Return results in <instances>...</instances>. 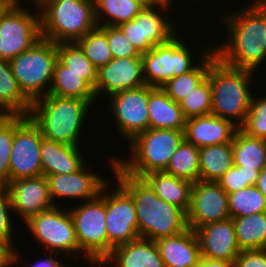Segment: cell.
Returning a JSON list of instances; mask_svg holds the SVG:
<instances>
[{
	"instance_id": "cell-1",
	"label": "cell",
	"mask_w": 266,
	"mask_h": 267,
	"mask_svg": "<svg viewBox=\"0 0 266 267\" xmlns=\"http://www.w3.org/2000/svg\"><path fill=\"white\" fill-rule=\"evenodd\" d=\"M250 3L220 17V21L225 22L228 39L225 37L224 42L221 40L222 43L218 42L213 48L225 64L257 71V67L266 62V0Z\"/></svg>"
},
{
	"instance_id": "cell-2",
	"label": "cell",
	"mask_w": 266,
	"mask_h": 267,
	"mask_svg": "<svg viewBox=\"0 0 266 267\" xmlns=\"http://www.w3.org/2000/svg\"><path fill=\"white\" fill-rule=\"evenodd\" d=\"M110 159V169L115 181H118L134 199L141 238L156 241L179 234L188 228L186 213L181 208L159 198L143 178L125 173L116 164V157Z\"/></svg>"
},
{
	"instance_id": "cell-3",
	"label": "cell",
	"mask_w": 266,
	"mask_h": 267,
	"mask_svg": "<svg viewBox=\"0 0 266 267\" xmlns=\"http://www.w3.org/2000/svg\"><path fill=\"white\" fill-rule=\"evenodd\" d=\"M256 71L236 68L225 64L217 57L214 48L210 51L208 77L212 89L211 113L232 121L239 128L244 124L253 98L251 81Z\"/></svg>"
},
{
	"instance_id": "cell-4",
	"label": "cell",
	"mask_w": 266,
	"mask_h": 267,
	"mask_svg": "<svg viewBox=\"0 0 266 267\" xmlns=\"http://www.w3.org/2000/svg\"><path fill=\"white\" fill-rule=\"evenodd\" d=\"M94 103L96 100L48 94L32 102L29 117L44 138L68 146H81L83 123Z\"/></svg>"
},
{
	"instance_id": "cell-5",
	"label": "cell",
	"mask_w": 266,
	"mask_h": 267,
	"mask_svg": "<svg viewBox=\"0 0 266 267\" xmlns=\"http://www.w3.org/2000/svg\"><path fill=\"white\" fill-rule=\"evenodd\" d=\"M41 37L54 43H74L96 28L94 0H35Z\"/></svg>"
},
{
	"instance_id": "cell-6",
	"label": "cell",
	"mask_w": 266,
	"mask_h": 267,
	"mask_svg": "<svg viewBox=\"0 0 266 267\" xmlns=\"http://www.w3.org/2000/svg\"><path fill=\"white\" fill-rule=\"evenodd\" d=\"M184 131L148 129L129 143L130 158L117 157L116 164L127 174L143 178L152 172L165 171L171 156L184 140Z\"/></svg>"
},
{
	"instance_id": "cell-7",
	"label": "cell",
	"mask_w": 266,
	"mask_h": 267,
	"mask_svg": "<svg viewBox=\"0 0 266 267\" xmlns=\"http://www.w3.org/2000/svg\"><path fill=\"white\" fill-rule=\"evenodd\" d=\"M57 60L58 44L41 38L10 61L21 91L31 102L49 94Z\"/></svg>"
},
{
	"instance_id": "cell-8",
	"label": "cell",
	"mask_w": 266,
	"mask_h": 267,
	"mask_svg": "<svg viewBox=\"0 0 266 267\" xmlns=\"http://www.w3.org/2000/svg\"><path fill=\"white\" fill-rule=\"evenodd\" d=\"M36 6L37 13L10 0L0 11V59L11 61L31 49L41 37L40 12L35 0H26Z\"/></svg>"
},
{
	"instance_id": "cell-9",
	"label": "cell",
	"mask_w": 266,
	"mask_h": 267,
	"mask_svg": "<svg viewBox=\"0 0 266 267\" xmlns=\"http://www.w3.org/2000/svg\"><path fill=\"white\" fill-rule=\"evenodd\" d=\"M76 206L69 211L75 226L79 254L83 253L85 260H104L108 256L106 184L96 199Z\"/></svg>"
},
{
	"instance_id": "cell-10",
	"label": "cell",
	"mask_w": 266,
	"mask_h": 267,
	"mask_svg": "<svg viewBox=\"0 0 266 267\" xmlns=\"http://www.w3.org/2000/svg\"><path fill=\"white\" fill-rule=\"evenodd\" d=\"M25 226L34 241L39 242L47 253H62L64 256L67 254L65 257L72 258L76 257L75 254L78 252L79 256L75 226L69 209L63 210L59 206H53L30 217Z\"/></svg>"
},
{
	"instance_id": "cell-11",
	"label": "cell",
	"mask_w": 266,
	"mask_h": 267,
	"mask_svg": "<svg viewBox=\"0 0 266 267\" xmlns=\"http://www.w3.org/2000/svg\"><path fill=\"white\" fill-rule=\"evenodd\" d=\"M179 35L141 54L145 84L162 88L171 78L192 70L193 52ZM194 63V64H193Z\"/></svg>"
},
{
	"instance_id": "cell-12",
	"label": "cell",
	"mask_w": 266,
	"mask_h": 267,
	"mask_svg": "<svg viewBox=\"0 0 266 267\" xmlns=\"http://www.w3.org/2000/svg\"><path fill=\"white\" fill-rule=\"evenodd\" d=\"M172 7V4L164 2L153 8H143L133 20L122 23L118 27L138 52L143 54L178 34L175 20H169L164 13L167 12L168 15V10Z\"/></svg>"
},
{
	"instance_id": "cell-13",
	"label": "cell",
	"mask_w": 266,
	"mask_h": 267,
	"mask_svg": "<svg viewBox=\"0 0 266 267\" xmlns=\"http://www.w3.org/2000/svg\"><path fill=\"white\" fill-rule=\"evenodd\" d=\"M109 181L106 183L108 255L113 248L141 238L138 232L134 199L118 181L115 182L117 184L113 186L114 188ZM110 187L112 189H108Z\"/></svg>"
},
{
	"instance_id": "cell-14",
	"label": "cell",
	"mask_w": 266,
	"mask_h": 267,
	"mask_svg": "<svg viewBox=\"0 0 266 267\" xmlns=\"http://www.w3.org/2000/svg\"><path fill=\"white\" fill-rule=\"evenodd\" d=\"M42 139L40 128L29 116L15 115L10 181L43 175L40 156Z\"/></svg>"
},
{
	"instance_id": "cell-15",
	"label": "cell",
	"mask_w": 266,
	"mask_h": 267,
	"mask_svg": "<svg viewBox=\"0 0 266 267\" xmlns=\"http://www.w3.org/2000/svg\"><path fill=\"white\" fill-rule=\"evenodd\" d=\"M119 135L130 142L149 129L148 85L117 92L107 98ZM121 133V134H120Z\"/></svg>"
},
{
	"instance_id": "cell-16",
	"label": "cell",
	"mask_w": 266,
	"mask_h": 267,
	"mask_svg": "<svg viewBox=\"0 0 266 267\" xmlns=\"http://www.w3.org/2000/svg\"><path fill=\"white\" fill-rule=\"evenodd\" d=\"M230 218L228 194L214 181L193 183L191 200L186 212L187 225L196 230L205 224Z\"/></svg>"
},
{
	"instance_id": "cell-17",
	"label": "cell",
	"mask_w": 266,
	"mask_h": 267,
	"mask_svg": "<svg viewBox=\"0 0 266 267\" xmlns=\"http://www.w3.org/2000/svg\"><path fill=\"white\" fill-rule=\"evenodd\" d=\"M87 164L88 161L78 171L71 174L46 176L50 197L55 206H57L56 201L59 199H72L74 201L77 200L76 202H79L78 200L85 202L94 200L100 195L102 188L108 181L106 177H101L100 174L89 171L93 168L87 169L89 166Z\"/></svg>"
},
{
	"instance_id": "cell-18",
	"label": "cell",
	"mask_w": 266,
	"mask_h": 267,
	"mask_svg": "<svg viewBox=\"0 0 266 267\" xmlns=\"http://www.w3.org/2000/svg\"><path fill=\"white\" fill-rule=\"evenodd\" d=\"M146 85L142 57L112 58L97 72L95 94L105 98L128 89Z\"/></svg>"
},
{
	"instance_id": "cell-19",
	"label": "cell",
	"mask_w": 266,
	"mask_h": 267,
	"mask_svg": "<svg viewBox=\"0 0 266 267\" xmlns=\"http://www.w3.org/2000/svg\"><path fill=\"white\" fill-rule=\"evenodd\" d=\"M12 202V209L25 223L30 217L52 208L54 205L47 177L44 175L20 178L6 185Z\"/></svg>"
},
{
	"instance_id": "cell-20",
	"label": "cell",
	"mask_w": 266,
	"mask_h": 267,
	"mask_svg": "<svg viewBox=\"0 0 266 267\" xmlns=\"http://www.w3.org/2000/svg\"><path fill=\"white\" fill-rule=\"evenodd\" d=\"M195 233L204 258L223 260L232 266L241 252L232 218L205 224Z\"/></svg>"
},
{
	"instance_id": "cell-21",
	"label": "cell",
	"mask_w": 266,
	"mask_h": 267,
	"mask_svg": "<svg viewBox=\"0 0 266 267\" xmlns=\"http://www.w3.org/2000/svg\"><path fill=\"white\" fill-rule=\"evenodd\" d=\"M239 129L232 121L209 114L185 121L184 138L198 148L232 143Z\"/></svg>"
},
{
	"instance_id": "cell-22",
	"label": "cell",
	"mask_w": 266,
	"mask_h": 267,
	"mask_svg": "<svg viewBox=\"0 0 266 267\" xmlns=\"http://www.w3.org/2000/svg\"><path fill=\"white\" fill-rule=\"evenodd\" d=\"M165 267H195L201 259L199 241L194 230L159 238L155 241Z\"/></svg>"
},
{
	"instance_id": "cell-23",
	"label": "cell",
	"mask_w": 266,
	"mask_h": 267,
	"mask_svg": "<svg viewBox=\"0 0 266 267\" xmlns=\"http://www.w3.org/2000/svg\"><path fill=\"white\" fill-rule=\"evenodd\" d=\"M80 146H68L43 137L40 147L41 165L44 176L71 174L78 171L87 161Z\"/></svg>"
},
{
	"instance_id": "cell-24",
	"label": "cell",
	"mask_w": 266,
	"mask_h": 267,
	"mask_svg": "<svg viewBox=\"0 0 266 267\" xmlns=\"http://www.w3.org/2000/svg\"><path fill=\"white\" fill-rule=\"evenodd\" d=\"M104 260L109 267H165L156 242L143 238L113 248Z\"/></svg>"
},
{
	"instance_id": "cell-25",
	"label": "cell",
	"mask_w": 266,
	"mask_h": 267,
	"mask_svg": "<svg viewBox=\"0 0 266 267\" xmlns=\"http://www.w3.org/2000/svg\"><path fill=\"white\" fill-rule=\"evenodd\" d=\"M148 113L150 129H185L186 118L179 103L173 101L162 88L148 85Z\"/></svg>"
},
{
	"instance_id": "cell-26",
	"label": "cell",
	"mask_w": 266,
	"mask_h": 267,
	"mask_svg": "<svg viewBox=\"0 0 266 267\" xmlns=\"http://www.w3.org/2000/svg\"><path fill=\"white\" fill-rule=\"evenodd\" d=\"M143 179L155 191V194L165 202L188 211L193 183L180 179L166 172H152Z\"/></svg>"
},
{
	"instance_id": "cell-27",
	"label": "cell",
	"mask_w": 266,
	"mask_h": 267,
	"mask_svg": "<svg viewBox=\"0 0 266 267\" xmlns=\"http://www.w3.org/2000/svg\"><path fill=\"white\" fill-rule=\"evenodd\" d=\"M32 102L23 94L10 61L0 59V114L29 116Z\"/></svg>"
},
{
	"instance_id": "cell-28",
	"label": "cell",
	"mask_w": 266,
	"mask_h": 267,
	"mask_svg": "<svg viewBox=\"0 0 266 267\" xmlns=\"http://www.w3.org/2000/svg\"><path fill=\"white\" fill-rule=\"evenodd\" d=\"M232 150L234 166L259 171L266 166L265 139L249 136L239 128L232 142Z\"/></svg>"
},
{
	"instance_id": "cell-29",
	"label": "cell",
	"mask_w": 266,
	"mask_h": 267,
	"mask_svg": "<svg viewBox=\"0 0 266 267\" xmlns=\"http://www.w3.org/2000/svg\"><path fill=\"white\" fill-rule=\"evenodd\" d=\"M49 94L83 100H97L94 89L82 78V75L70 71V68L59 59L54 68Z\"/></svg>"
},
{
	"instance_id": "cell-30",
	"label": "cell",
	"mask_w": 266,
	"mask_h": 267,
	"mask_svg": "<svg viewBox=\"0 0 266 267\" xmlns=\"http://www.w3.org/2000/svg\"><path fill=\"white\" fill-rule=\"evenodd\" d=\"M233 165L232 143L199 148V180L216 182Z\"/></svg>"
},
{
	"instance_id": "cell-31",
	"label": "cell",
	"mask_w": 266,
	"mask_h": 267,
	"mask_svg": "<svg viewBox=\"0 0 266 267\" xmlns=\"http://www.w3.org/2000/svg\"><path fill=\"white\" fill-rule=\"evenodd\" d=\"M213 46L212 43L211 46H207V49H201V54L203 55L200 56L201 61L199 60V63L192 70L171 78L162 87L173 101L179 103L207 77L210 68V51Z\"/></svg>"
},
{
	"instance_id": "cell-32",
	"label": "cell",
	"mask_w": 266,
	"mask_h": 267,
	"mask_svg": "<svg viewBox=\"0 0 266 267\" xmlns=\"http://www.w3.org/2000/svg\"><path fill=\"white\" fill-rule=\"evenodd\" d=\"M241 251L266 249V212L232 218Z\"/></svg>"
},
{
	"instance_id": "cell-33",
	"label": "cell",
	"mask_w": 266,
	"mask_h": 267,
	"mask_svg": "<svg viewBox=\"0 0 266 267\" xmlns=\"http://www.w3.org/2000/svg\"><path fill=\"white\" fill-rule=\"evenodd\" d=\"M98 26H119L131 21L143 9L134 0H94Z\"/></svg>"
},
{
	"instance_id": "cell-34",
	"label": "cell",
	"mask_w": 266,
	"mask_h": 267,
	"mask_svg": "<svg viewBox=\"0 0 266 267\" xmlns=\"http://www.w3.org/2000/svg\"><path fill=\"white\" fill-rule=\"evenodd\" d=\"M164 172L192 183L197 182L200 173L199 148L184 139Z\"/></svg>"
},
{
	"instance_id": "cell-35",
	"label": "cell",
	"mask_w": 266,
	"mask_h": 267,
	"mask_svg": "<svg viewBox=\"0 0 266 267\" xmlns=\"http://www.w3.org/2000/svg\"><path fill=\"white\" fill-rule=\"evenodd\" d=\"M58 59L70 68V71L82 75V78L95 91L98 70L85 56L83 50L76 42L58 44Z\"/></svg>"
},
{
	"instance_id": "cell-36",
	"label": "cell",
	"mask_w": 266,
	"mask_h": 267,
	"mask_svg": "<svg viewBox=\"0 0 266 267\" xmlns=\"http://www.w3.org/2000/svg\"><path fill=\"white\" fill-rule=\"evenodd\" d=\"M230 218L266 212V197L255 185L228 194Z\"/></svg>"
},
{
	"instance_id": "cell-37",
	"label": "cell",
	"mask_w": 266,
	"mask_h": 267,
	"mask_svg": "<svg viewBox=\"0 0 266 267\" xmlns=\"http://www.w3.org/2000/svg\"><path fill=\"white\" fill-rule=\"evenodd\" d=\"M76 43L97 70L113 58L106 36V26H97Z\"/></svg>"
},
{
	"instance_id": "cell-38",
	"label": "cell",
	"mask_w": 266,
	"mask_h": 267,
	"mask_svg": "<svg viewBox=\"0 0 266 267\" xmlns=\"http://www.w3.org/2000/svg\"><path fill=\"white\" fill-rule=\"evenodd\" d=\"M184 117L205 116L211 113L212 89L207 76L185 98L179 102Z\"/></svg>"
},
{
	"instance_id": "cell-39",
	"label": "cell",
	"mask_w": 266,
	"mask_h": 267,
	"mask_svg": "<svg viewBox=\"0 0 266 267\" xmlns=\"http://www.w3.org/2000/svg\"><path fill=\"white\" fill-rule=\"evenodd\" d=\"M15 134V115H0V186L10 182V155Z\"/></svg>"
},
{
	"instance_id": "cell-40",
	"label": "cell",
	"mask_w": 266,
	"mask_h": 267,
	"mask_svg": "<svg viewBox=\"0 0 266 267\" xmlns=\"http://www.w3.org/2000/svg\"><path fill=\"white\" fill-rule=\"evenodd\" d=\"M240 129L249 136L266 140V96L255 98L253 95L249 113Z\"/></svg>"
},
{
	"instance_id": "cell-41",
	"label": "cell",
	"mask_w": 266,
	"mask_h": 267,
	"mask_svg": "<svg viewBox=\"0 0 266 267\" xmlns=\"http://www.w3.org/2000/svg\"><path fill=\"white\" fill-rule=\"evenodd\" d=\"M259 170H248L242 166H232L216 182L227 194L256 184Z\"/></svg>"
},
{
	"instance_id": "cell-42",
	"label": "cell",
	"mask_w": 266,
	"mask_h": 267,
	"mask_svg": "<svg viewBox=\"0 0 266 267\" xmlns=\"http://www.w3.org/2000/svg\"><path fill=\"white\" fill-rule=\"evenodd\" d=\"M106 36L113 58L142 57L118 26H106Z\"/></svg>"
},
{
	"instance_id": "cell-43",
	"label": "cell",
	"mask_w": 266,
	"mask_h": 267,
	"mask_svg": "<svg viewBox=\"0 0 266 267\" xmlns=\"http://www.w3.org/2000/svg\"><path fill=\"white\" fill-rule=\"evenodd\" d=\"M12 213L10 193L6 186H0V240L14 243Z\"/></svg>"
},
{
	"instance_id": "cell-44",
	"label": "cell",
	"mask_w": 266,
	"mask_h": 267,
	"mask_svg": "<svg viewBox=\"0 0 266 267\" xmlns=\"http://www.w3.org/2000/svg\"><path fill=\"white\" fill-rule=\"evenodd\" d=\"M231 267H266V249L241 251Z\"/></svg>"
},
{
	"instance_id": "cell-45",
	"label": "cell",
	"mask_w": 266,
	"mask_h": 267,
	"mask_svg": "<svg viewBox=\"0 0 266 267\" xmlns=\"http://www.w3.org/2000/svg\"><path fill=\"white\" fill-rule=\"evenodd\" d=\"M13 244L15 243L0 240V267L15 266L22 259L21 252L17 251V248Z\"/></svg>"
},
{
	"instance_id": "cell-46",
	"label": "cell",
	"mask_w": 266,
	"mask_h": 267,
	"mask_svg": "<svg viewBox=\"0 0 266 267\" xmlns=\"http://www.w3.org/2000/svg\"><path fill=\"white\" fill-rule=\"evenodd\" d=\"M49 255L45 259H38L29 267H67L68 265H64L61 260H58V258L61 256L59 254L48 252ZM54 255V256H53Z\"/></svg>"
},
{
	"instance_id": "cell-47",
	"label": "cell",
	"mask_w": 266,
	"mask_h": 267,
	"mask_svg": "<svg viewBox=\"0 0 266 267\" xmlns=\"http://www.w3.org/2000/svg\"><path fill=\"white\" fill-rule=\"evenodd\" d=\"M195 267H231L228 262L201 257Z\"/></svg>"
},
{
	"instance_id": "cell-48",
	"label": "cell",
	"mask_w": 266,
	"mask_h": 267,
	"mask_svg": "<svg viewBox=\"0 0 266 267\" xmlns=\"http://www.w3.org/2000/svg\"><path fill=\"white\" fill-rule=\"evenodd\" d=\"M255 186L266 197V166L259 172Z\"/></svg>"
},
{
	"instance_id": "cell-49",
	"label": "cell",
	"mask_w": 266,
	"mask_h": 267,
	"mask_svg": "<svg viewBox=\"0 0 266 267\" xmlns=\"http://www.w3.org/2000/svg\"><path fill=\"white\" fill-rule=\"evenodd\" d=\"M140 4L143 8H153L162 5L164 2L162 0H134Z\"/></svg>"
},
{
	"instance_id": "cell-50",
	"label": "cell",
	"mask_w": 266,
	"mask_h": 267,
	"mask_svg": "<svg viewBox=\"0 0 266 267\" xmlns=\"http://www.w3.org/2000/svg\"><path fill=\"white\" fill-rule=\"evenodd\" d=\"M88 261H89L88 264L91 262L89 265L93 264L94 267L95 266H98V267H102V266L105 267L106 266L107 267V265H108V263L105 260H101V259H99V260H88Z\"/></svg>"
},
{
	"instance_id": "cell-51",
	"label": "cell",
	"mask_w": 266,
	"mask_h": 267,
	"mask_svg": "<svg viewBox=\"0 0 266 267\" xmlns=\"http://www.w3.org/2000/svg\"><path fill=\"white\" fill-rule=\"evenodd\" d=\"M10 0H0V11L3 9V7L9 2Z\"/></svg>"
},
{
	"instance_id": "cell-52",
	"label": "cell",
	"mask_w": 266,
	"mask_h": 267,
	"mask_svg": "<svg viewBox=\"0 0 266 267\" xmlns=\"http://www.w3.org/2000/svg\"><path fill=\"white\" fill-rule=\"evenodd\" d=\"M162 1L172 4L171 2L174 1V0H162Z\"/></svg>"
}]
</instances>
